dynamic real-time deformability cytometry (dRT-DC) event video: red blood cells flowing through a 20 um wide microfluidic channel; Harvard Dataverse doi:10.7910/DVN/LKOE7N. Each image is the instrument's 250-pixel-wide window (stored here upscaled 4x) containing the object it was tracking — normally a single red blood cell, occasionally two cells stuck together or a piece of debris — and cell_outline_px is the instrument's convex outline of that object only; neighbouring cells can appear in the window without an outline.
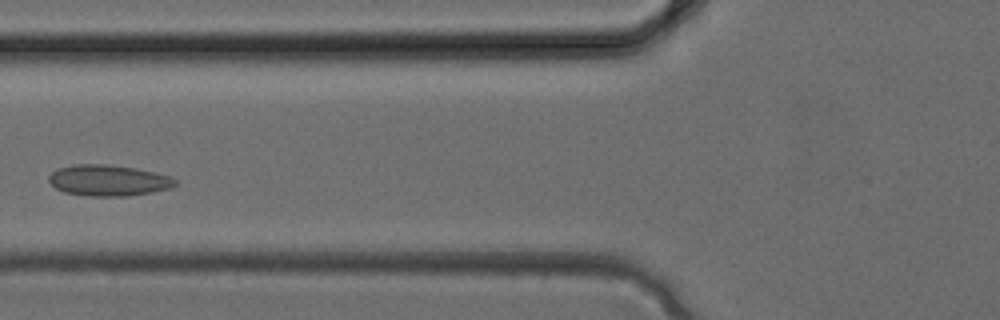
{"species": "common noctule bat (a hibernating species)", "species_latin": "Nyctalus noctula", "temperature_condition": "cold", "stored_images_in_passage": 2, "camera_frame_rate_fps": 3000, "um_per_image_px": 0.085, "animal": {"sex": "female", "body_mass_g": 24.6, "forearm_length_mm": 56.2}, "frame": {"image": 1, "passage_image": 2, "time_ms": 0.333, "image_size_px": [1000, 320], "cell_outline_px": [[176, 184], [172, 188], [152, 192], [128, 196], [92, 196], [64, 192], [56, 188], [48, 180], [48, 176], [56, 168], [76, 164], [108, 164], [136, 168], [168, 176], [176, 180]], "centroid_in_image_um": [9.19, 15.33], "position_along_channel_um": 116.6, "area_um2": 22.83}}